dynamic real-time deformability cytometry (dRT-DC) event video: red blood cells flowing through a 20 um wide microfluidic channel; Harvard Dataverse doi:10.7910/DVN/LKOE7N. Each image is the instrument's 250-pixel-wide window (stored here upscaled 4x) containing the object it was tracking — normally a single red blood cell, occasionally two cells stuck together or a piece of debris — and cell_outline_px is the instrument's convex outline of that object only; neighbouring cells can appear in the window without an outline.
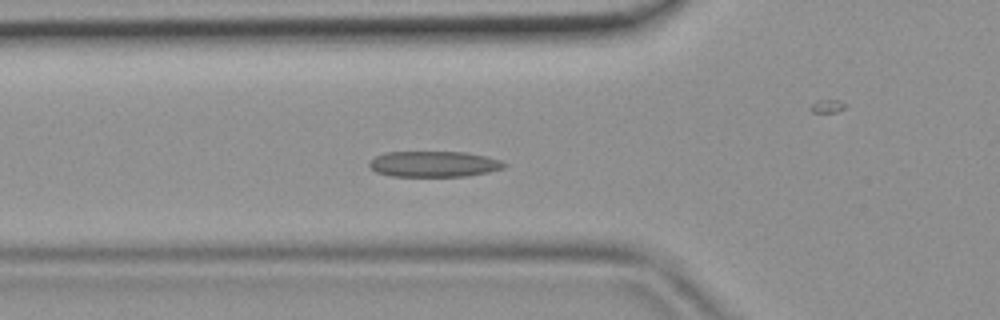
{"species": "common noctule bat (a hibernating species)", "species_latin": "Nyctalus noctula", "temperature_condition": "room temperature", "stored_images_in_passage": 39, "camera_frame_rate_fps": 3000, "um_per_image_px": 0.085, "animal": {"sex": "female", "body_mass_g": 19.9}, "frame": {"image": 1, "passage_image": 15, "time_ms": 4.667, "image_size_px": [1000, 320], "cell_outline_px": [[508, 164], [504, 168], [488, 172], [464, 176], [392, 176], [376, 172], [368, 164], [376, 156], [388, 152], [464, 152], [484, 156], [500, 160]], "centroid_in_image_um": [36.9, 13.94], "position_along_channel_um": 88.9, "area_um2": 20.06}}
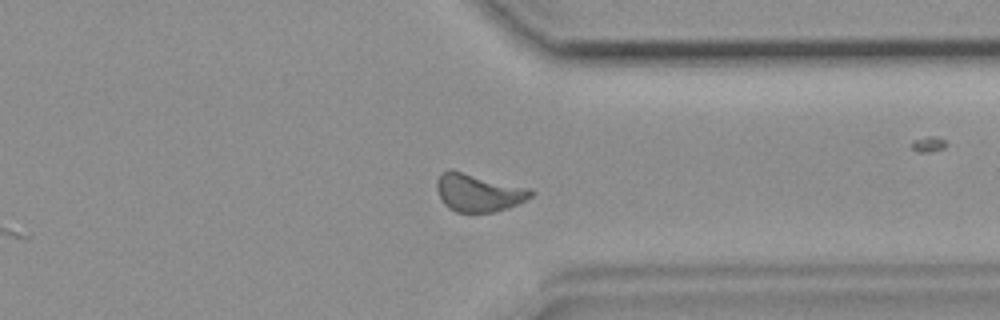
{"frame": {"image": 2, "passage_image": 34, "time_ms": 11.0, "image_size_px": [1000, 320], "cell_outline_px": [[536, 192], [532, 196], [508, 208], [496, 212], [456, 212], [448, 208], [444, 204], [436, 188], [436, 180], [440, 172], [448, 168], [452, 168], [532, 188]], "centroid_in_image_um": [40.66, 16.33], "position_along_channel_um": 370.7, "area_um2": 21.39}}
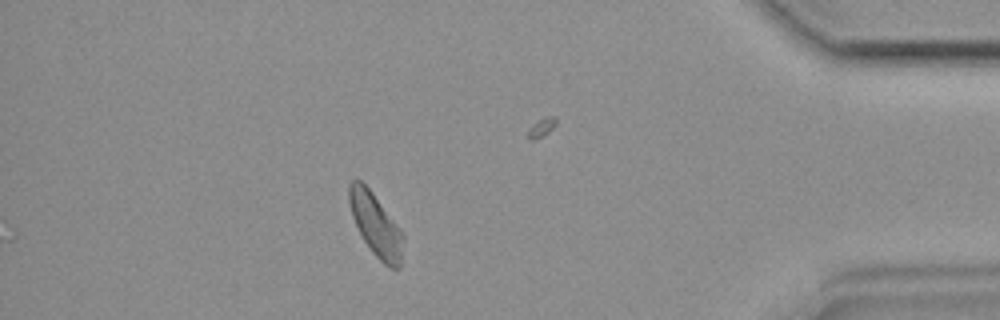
{"frame": {"image": 3, "passage_image": 39, "time_ms": 12.667, "image_size_px": [1000, 320], "cell_outline_px": [[404, 240], [400, 268], [388, 268], [372, 252], [364, 240], [352, 216], [348, 200], [348, 184], [352, 180], [360, 180], [372, 192], [400, 228], [404, 236]], "centroid_in_image_um": [31.95, 19.12], "position_along_channel_um": 403.3, "area_um2": 19.65}}